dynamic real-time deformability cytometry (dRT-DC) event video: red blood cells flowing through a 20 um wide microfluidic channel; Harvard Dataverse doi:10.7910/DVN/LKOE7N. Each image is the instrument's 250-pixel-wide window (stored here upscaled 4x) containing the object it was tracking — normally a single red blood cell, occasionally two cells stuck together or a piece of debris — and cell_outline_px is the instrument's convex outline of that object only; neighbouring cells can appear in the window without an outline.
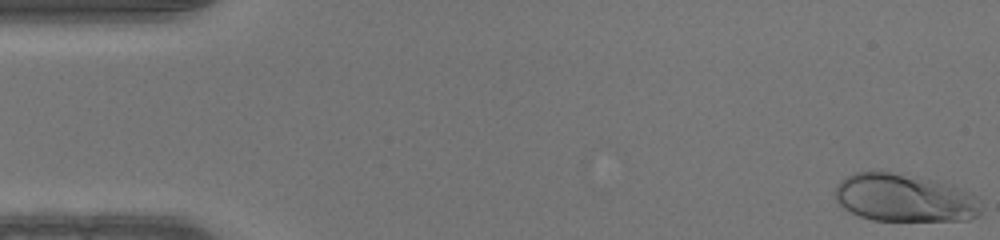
{"species": "human", "species_latin": "Homo sapiens", "temperature_condition": "warm", "stored_images_in_passage": 28, "camera_frame_rate_fps": 3000, "um_per_image_px": 0.085, "donor": {"sex": "male"}, "frame": {"image": 1, "passage_image": 1, "time_ms": 0.0, "image_size_px": [1000, 240], "cell_outline_px": [[980, 216], [968, 220], [872, 220], [860, 216], [844, 208], [836, 200], [836, 184], [844, 176], [856, 172], [888, 172], [932, 180], [952, 184], [972, 192], [980, 200]], "centroid_in_image_um": [76.91, 16.83], "position_along_channel_um": 8.1, "area_um2": 40.69}}
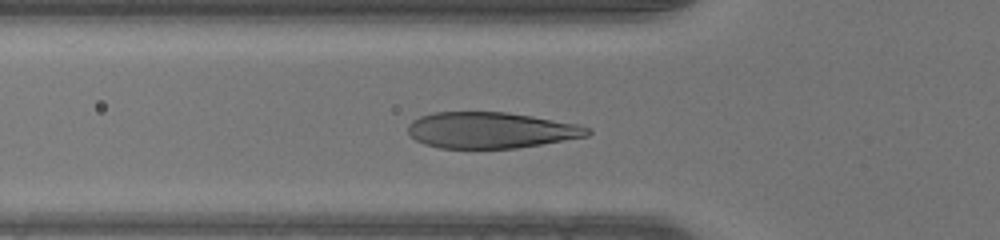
{"frame": {"image": 2, "passage_image": 16, "time_ms": 5.0, "image_size_px": [1000, 240], "cell_outline_px": [[592, 132], [588, 136], [516, 148], [440, 148], [424, 144], [416, 140], [408, 132], [408, 124], [412, 120], [420, 116], [436, 112], [508, 112], [532, 116], [576, 124], [588, 128]], "centroid_in_image_um": [41.69, 11.06], "position_along_channel_um": 84.1, "area_um2": 37.57}}
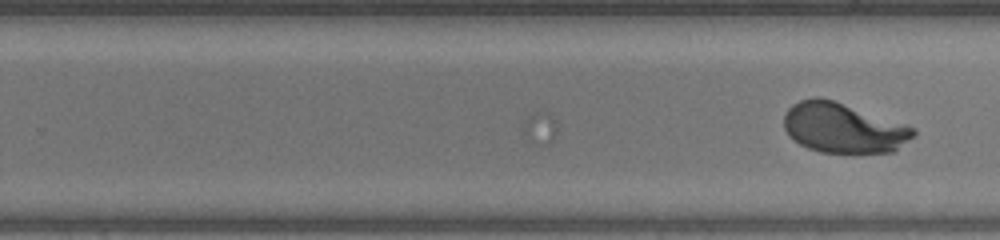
{"frame": {"image": 3, "passage_image": 28, "time_ms": 9.0, "image_size_px": [1000, 240], "cell_outline_px": [[916, 132], [896, 152], [852, 156], [820, 152], [808, 148], [792, 140], [788, 136], [784, 128], [784, 116], [788, 108], [792, 104], [800, 100], [816, 96], [820, 96], [916, 128]], "centroid_in_image_um": [71.67, 10.93], "position_along_channel_um": 258.1, "area_um2": 38.55}}